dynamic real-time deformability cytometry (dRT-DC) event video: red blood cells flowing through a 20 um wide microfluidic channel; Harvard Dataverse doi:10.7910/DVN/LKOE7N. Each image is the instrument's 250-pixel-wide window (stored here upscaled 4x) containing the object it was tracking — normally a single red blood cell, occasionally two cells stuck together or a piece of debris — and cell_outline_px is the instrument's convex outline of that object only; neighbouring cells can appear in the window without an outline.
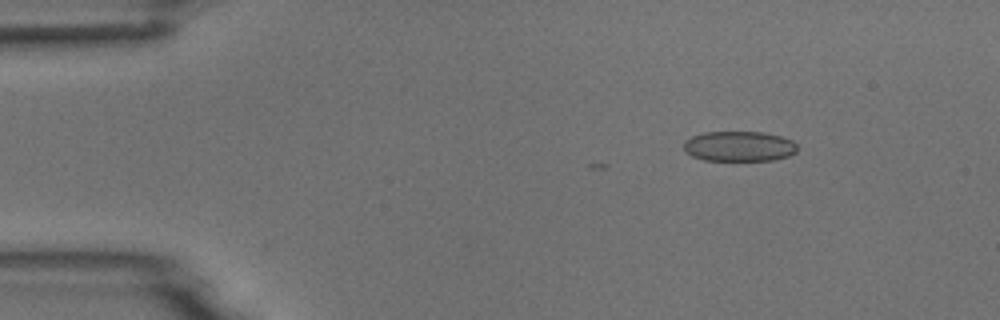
{"species": "common noctule bat (a hibernating species)", "species_latin": "Nyctalus noctula", "temperature_condition": "room temperature", "stored_images_in_passage": 16, "camera_frame_rate_fps": 3000, "um_per_image_px": 0.085, "animal": {"sex": "male", "body_mass_g": 18.8}, "frame": {"image": 1, "passage_image": 8, "time_ms": 2.333, "image_size_px": [1000, 320], "cell_outline_px": [[796, 152], [788, 156], [772, 160], [704, 160], [692, 156], [684, 152], [684, 140], [692, 136], [704, 132], [764, 132], [780, 136], [792, 140], [796, 144]], "centroid_in_image_um": [62.8, 12.43], "position_along_channel_um": 22.2, "area_um2": 20.0}}